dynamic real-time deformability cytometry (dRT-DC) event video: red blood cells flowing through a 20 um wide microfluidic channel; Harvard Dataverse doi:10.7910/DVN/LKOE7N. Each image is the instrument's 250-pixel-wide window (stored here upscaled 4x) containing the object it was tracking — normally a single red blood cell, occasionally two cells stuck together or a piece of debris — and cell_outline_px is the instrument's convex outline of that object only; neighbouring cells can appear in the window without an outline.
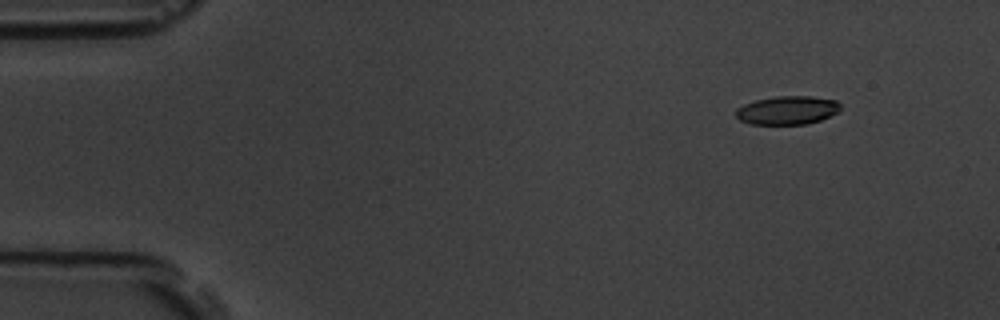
{"species": "common noctule bat (a hibernating species)", "species_latin": "Nyctalus noctula", "temperature_condition": "room temperature", "stored_images_in_passage": 5, "camera_frame_rate_fps": 3000, "um_per_image_px": 0.085, "animal": {"sex": "male", "body_mass_g": 19.5, "forearm_length_mm": 54.6}, "frame": {"image": 1, "passage_image": 2, "time_ms": 2.0, "image_size_px": [1000, 320], "cell_outline_px": [[840, 108], [836, 112], [820, 120], [808, 124], [752, 124], [740, 120], [736, 116], [736, 108], [744, 104], [756, 100], [776, 96], [812, 96], [836, 100], [840, 104]], "centroid_in_image_um": [66.91, 9.36], "position_along_channel_um": 18.1, "area_um2": 17.28}}
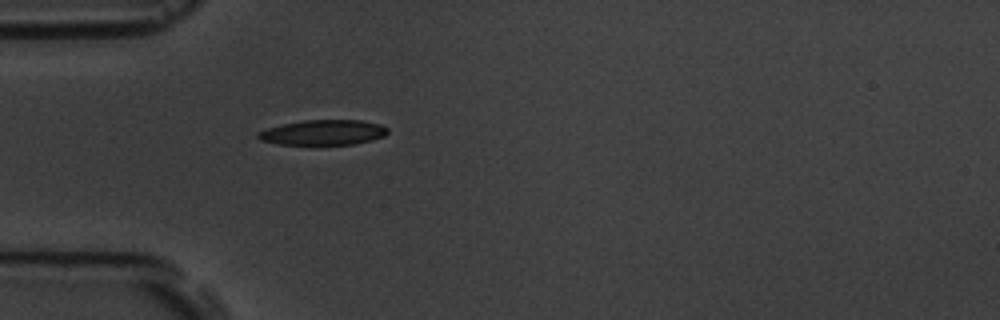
{"frame": {"image": 2, "passage_image": 5, "time_ms": 5.667, "image_size_px": [1000, 320], "cell_outline_px": [[388, 132], [384, 136], [372, 140], [352, 144], [280, 144], [260, 140], [256, 136], [256, 132], [268, 128], [284, 124], [304, 120], [360, 120], [380, 124], [388, 128]], "centroid_in_image_um": [27.48, 11.25], "position_along_channel_um": 57.5, "area_um2": 18.84}}